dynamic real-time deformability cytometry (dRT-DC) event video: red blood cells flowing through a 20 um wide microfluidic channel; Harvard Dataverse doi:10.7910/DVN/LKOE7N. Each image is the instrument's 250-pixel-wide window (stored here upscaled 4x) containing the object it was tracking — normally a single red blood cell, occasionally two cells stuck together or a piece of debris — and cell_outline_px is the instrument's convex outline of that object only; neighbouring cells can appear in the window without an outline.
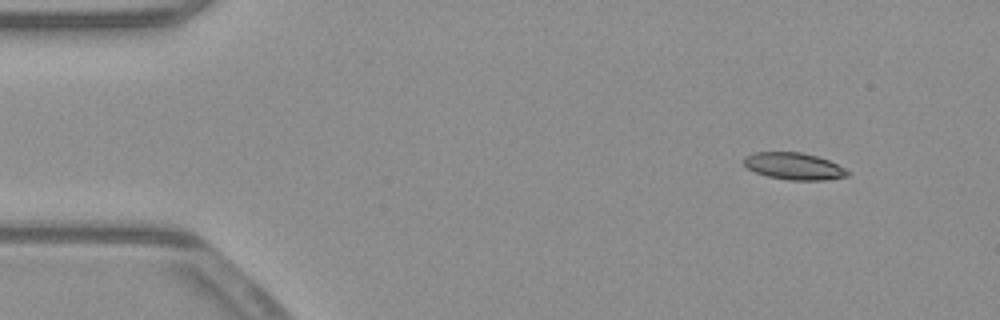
{"species": "common noctule bat (a hibernating species)", "species_latin": "Nyctalus noctula", "temperature_condition": "warm", "stored_images_in_passage": 53, "camera_frame_rate_fps": 3000, "um_per_image_px": 0.085, "animal": {"sex": "male", "body_mass_g": 23.1, "forearm_length_mm": 52.7}, "frame": {"image": 1, "passage_image": 6, "time_ms": 1.667, "image_size_px": [1000, 320], "cell_outline_px": [[852, 172], [848, 176], [824, 180], [788, 180], [768, 176], [756, 172], [748, 168], [744, 164], [744, 156], [756, 152], [800, 152], [816, 156], [828, 160]], "centroid_in_image_um": [67.5, 14.13], "position_along_channel_um": 17.5, "area_um2": 16.18}}
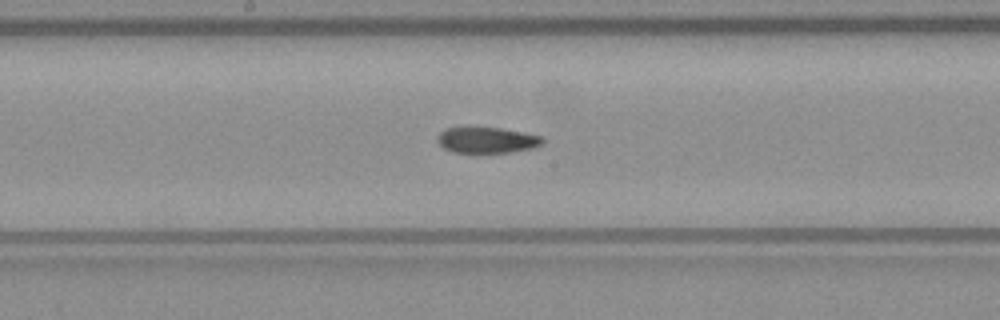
{"frame": {"image": 2, "passage_image": 28, "time_ms": 9.0, "image_size_px": [1000, 320], "cell_outline_px": [[544, 144], [532, 148], [508, 152], [452, 152], [444, 148], [436, 140], [436, 136], [444, 128], [460, 124], [468, 124], [500, 128], [544, 136]], "centroid_in_image_um": [41.31, 11.84], "position_along_channel_um": 206.9, "area_um2": 16.7}}
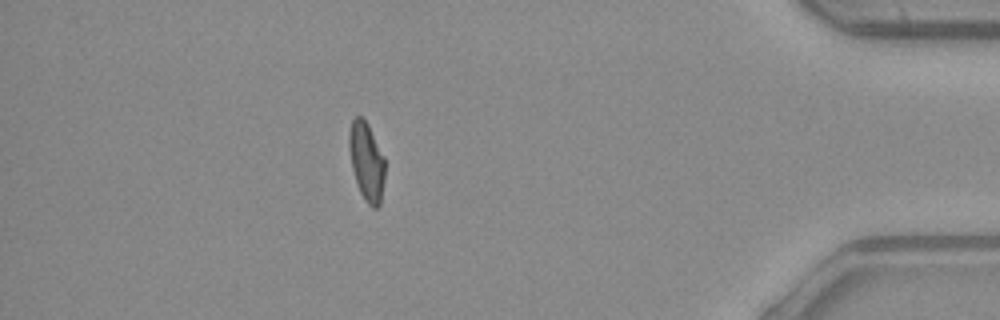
{"frame": {"image": 3, "passage_image": 47, "time_ms": 15.333, "image_size_px": [1000, 320], "cell_outline_px": [[384, 180], [380, 204], [376, 208], [372, 208], [364, 200], [360, 192], [352, 168], [348, 148], [348, 132], [352, 120], [356, 116], [360, 116], [368, 124], [384, 156]], "centroid_in_image_um": [31.14, 13.72], "position_along_channel_um": 404.1, "area_um2": 16.42}, "authors_computed_cell_mechanics": {"area_um2": 16.7042, "velocity_mm_per_s": 3.9155, "shape_relaxation_time_tau1_ms": null, "shape_relaxation_time_tau2_ms": 3.0541, "deformation_change_tau1": null, "deformation_change_tau2": 0.0989}}